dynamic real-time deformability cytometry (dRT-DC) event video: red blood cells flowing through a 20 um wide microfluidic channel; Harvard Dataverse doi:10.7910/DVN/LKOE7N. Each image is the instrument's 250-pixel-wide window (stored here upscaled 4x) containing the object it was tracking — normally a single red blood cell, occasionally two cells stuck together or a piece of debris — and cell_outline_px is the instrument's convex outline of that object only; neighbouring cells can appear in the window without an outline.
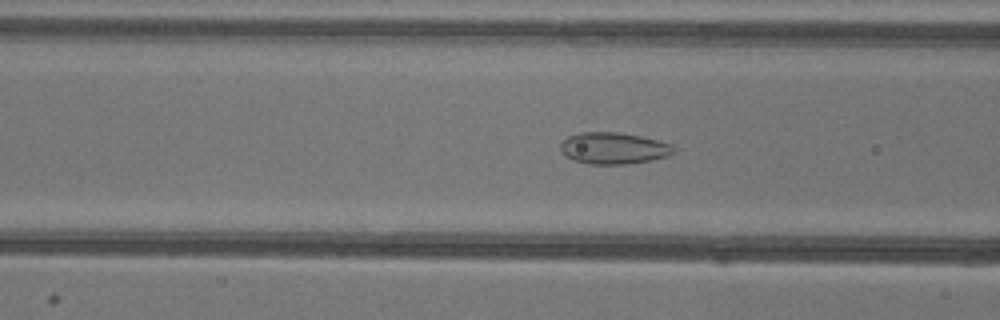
{"species": "common noctule bat (a hibernating species)", "species_latin": "Nyctalus noctula", "temperature_condition": "warm", "stored_images_in_passage": 52, "camera_frame_rate_fps": 3000, "um_per_image_px": 0.085, "animal": {"sex": "female"}, "frame": {"image": 1, "passage_image": 20, "time_ms": 6.333, "image_size_px": [1000, 320], "cell_outline_px": [[676, 152], [668, 156], [652, 160], [624, 164], [588, 164], [576, 160], [568, 156], [560, 148], [560, 144], [568, 136], [580, 132], [616, 132], [640, 136], [672, 144], [676, 148]], "centroid_in_image_um": [52.2, 12.59], "position_along_channel_um": 114.4, "area_um2": 20.69}}
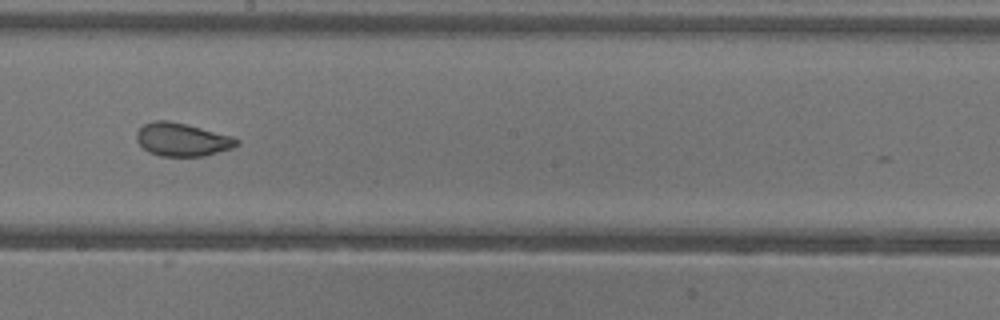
{"frame": {"image": 2, "passage_image": 29, "time_ms": 9.333, "image_size_px": [1000, 320], "cell_outline_px": [[240, 144], [232, 148], [204, 156], [160, 156], [148, 152], [136, 140], [136, 132], [144, 124], [152, 120], [168, 120], [232, 136], [240, 140]], "centroid_in_image_um": [15.47, 11.87], "position_along_channel_um": 232.7, "area_um2": 19.31}}
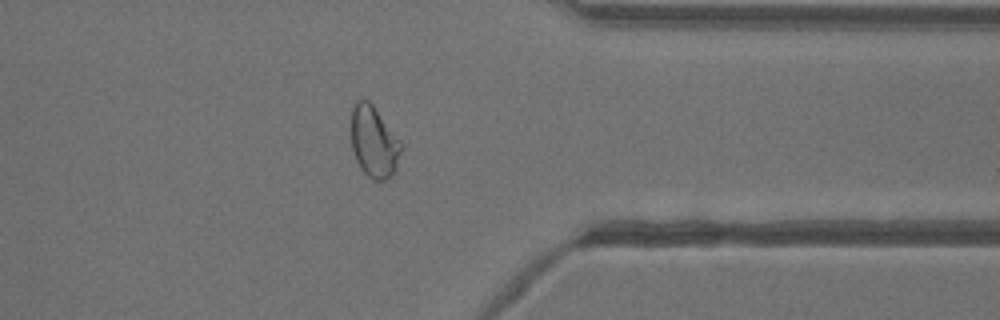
{"frame": {"image": 3, "passage_image": 41, "time_ms": 13.333, "image_size_px": [1000, 320], "cell_outline_px": [[404, 144], [396, 168], [392, 176], [384, 180], [372, 180], [360, 168], [356, 160], [352, 148], [352, 108], [356, 100], [368, 100], [372, 104]], "centroid_in_image_um": [31.81, 12.07], "position_along_channel_um": 379.6, "area_um2": 20.87}, "authors_computed_cell_mechanics": {"area_um2": 23.1489, "velocity_mm_per_s": 3.9398, "shape_relaxation_time_tau1_ms": null, "shape_relaxation_time_tau2_ms": 1.0112, "deformation_change_tau1": null, "deformation_change_tau2": 0.0587}}